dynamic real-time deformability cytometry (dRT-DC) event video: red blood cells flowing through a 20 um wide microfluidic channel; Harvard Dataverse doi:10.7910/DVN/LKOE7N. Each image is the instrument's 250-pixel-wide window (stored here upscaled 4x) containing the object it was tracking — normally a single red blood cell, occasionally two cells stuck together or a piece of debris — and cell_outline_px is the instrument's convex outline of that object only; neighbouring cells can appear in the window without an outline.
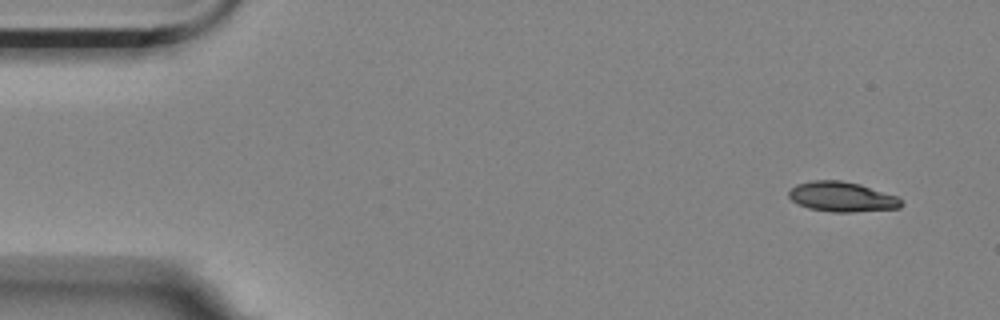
{"species": "Egyptian fruit bat (a non-hibernating species)", "species_latin": "Rousettus aegyptiacus", "temperature_condition": "room temperature", "stored_images_in_passage": 11, "camera_frame_rate_fps": 3000, "um_per_image_px": 0.085, "animal": {"sex": "female"}, "frame": {"image": 1, "passage_image": 1, "time_ms": 0.0, "image_size_px": [1000, 320], "cell_outline_px": [[904, 204], [900, 208], [852, 212], [832, 212], [808, 208], [796, 204], [788, 196], [788, 192], [796, 184], [812, 180], [840, 180], [860, 184], [896, 196]], "centroid_in_image_um": [71.54, 16.73], "position_along_channel_um": 13.5, "area_um2": 19.65}}
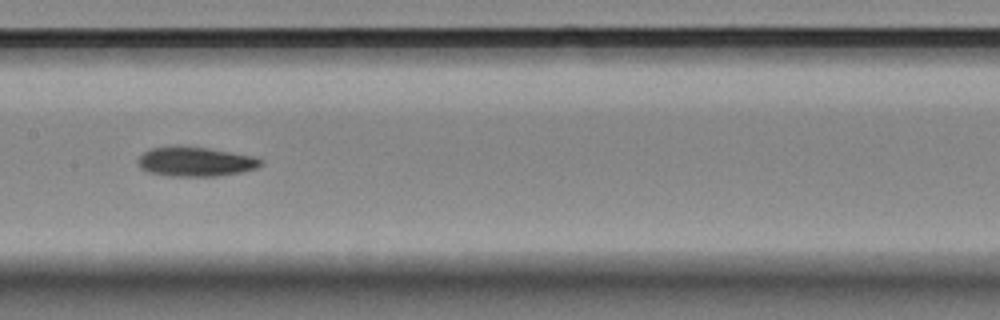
{"frame": {"image": 2, "passage_image": 7, "time_ms": 2.0, "image_size_px": [1000, 320], "cell_outline_px": [[264, 164], [256, 168], [240, 172], [216, 176], [168, 176], [148, 172], [140, 168], [136, 160], [144, 152], [152, 148], [176, 144], [208, 148], [256, 156], [264, 160]], "centroid_in_image_um": [16.61, 13.72], "position_along_channel_um": 190.8, "area_um2": 21.56}}
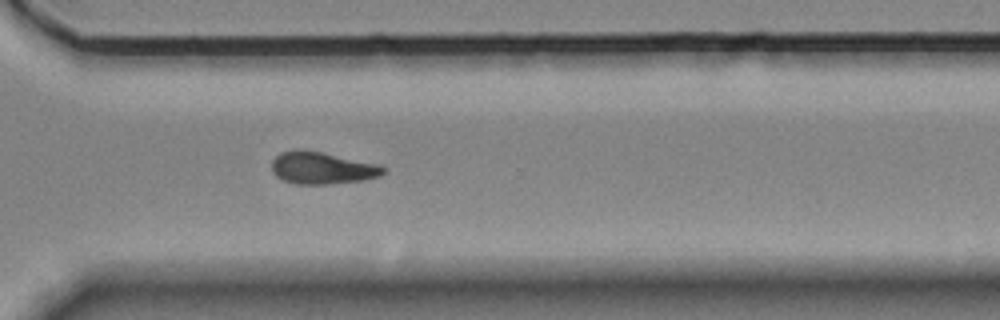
{"frame": {"image": 3, "passage_image": 11, "time_ms": 3.333, "image_size_px": [1000, 320], "cell_outline_px": [[384, 172], [380, 176], [364, 180], [328, 184], [296, 184], [284, 180], [276, 176], [272, 172], [272, 160], [280, 152], [296, 148], [300, 148], [324, 152], [380, 164], [384, 168]], "centroid_in_image_um": [27.36, 14.26], "position_along_channel_um": 343.2, "area_um2": 21.21}}